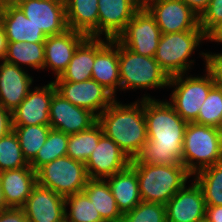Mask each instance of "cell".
<instances>
[{"label": "cell", "instance_id": "1", "mask_svg": "<svg viewBox=\"0 0 222 222\" xmlns=\"http://www.w3.org/2000/svg\"><path fill=\"white\" fill-rule=\"evenodd\" d=\"M144 94V115L148 141L131 163L183 165L182 149L187 122L167 100Z\"/></svg>", "mask_w": 222, "mask_h": 222}, {"label": "cell", "instance_id": "2", "mask_svg": "<svg viewBox=\"0 0 222 222\" xmlns=\"http://www.w3.org/2000/svg\"><path fill=\"white\" fill-rule=\"evenodd\" d=\"M141 100V101H140ZM122 104L116 99L98 116L103 133L132 160L148 141L144 98Z\"/></svg>", "mask_w": 222, "mask_h": 222}, {"label": "cell", "instance_id": "3", "mask_svg": "<svg viewBox=\"0 0 222 222\" xmlns=\"http://www.w3.org/2000/svg\"><path fill=\"white\" fill-rule=\"evenodd\" d=\"M135 169L143 202L166 203L192 176L184 165H151L130 163Z\"/></svg>", "mask_w": 222, "mask_h": 222}, {"label": "cell", "instance_id": "4", "mask_svg": "<svg viewBox=\"0 0 222 222\" xmlns=\"http://www.w3.org/2000/svg\"><path fill=\"white\" fill-rule=\"evenodd\" d=\"M222 161V129L188 123L182 149V164L193 176Z\"/></svg>", "mask_w": 222, "mask_h": 222}, {"label": "cell", "instance_id": "5", "mask_svg": "<svg viewBox=\"0 0 222 222\" xmlns=\"http://www.w3.org/2000/svg\"><path fill=\"white\" fill-rule=\"evenodd\" d=\"M206 39L200 26L191 31L161 34L154 58L169 77L186 74L194 63L189 58Z\"/></svg>", "mask_w": 222, "mask_h": 222}, {"label": "cell", "instance_id": "6", "mask_svg": "<svg viewBox=\"0 0 222 222\" xmlns=\"http://www.w3.org/2000/svg\"><path fill=\"white\" fill-rule=\"evenodd\" d=\"M119 90L167 88L170 77L154 57L136 54L119 42Z\"/></svg>", "mask_w": 222, "mask_h": 222}, {"label": "cell", "instance_id": "7", "mask_svg": "<svg viewBox=\"0 0 222 222\" xmlns=\"http://www.w3.org/2000/svg\"><path fill=\"white\" fill-rule=\"evenodd\" d=\"M205 70L204 76H187L186 73L169 79L168 87L174 89L170 95L171 101L168 102L187 123H194L197 120L200 107L215 86L211 73L206 68Z\"/></svg>", "mask_w": 222, "mask_h": 222}, {"label": "cell", "instance_id": "8", "mask_svg": "<svg viewBox=\"0 0 222 222\" xmlns=\"http://www.w3.org/2000/svg\"><path fill=\"white\" fill-rule=\"evenodd\" d=\"M37 184L64 198L83 192L90 179L86 165L65 155L45 164L36 171Z\"/></svg>", "mask_w": 222, "mask_h": 222}, {"label": "cell", "instance_id": "9", "mask_svg": "<svg viewBox=\"0 0 222 222\" xmlns=\"http://www.w3.org/2000/svg\"><path fill=\"white\" fill-rule=\"evenodd\" d=\"M160 37L154 17L142 6L116 39L136 54L155 57Z\"/></svg>", "mask_w": 222, "mask_h": 222}, {"label": "cell", "instance_id": "10", "mask_svg": "<svg viewBox=\"0 0 222 222\" xmlns=\"http://www.w3.org/2000/svg\"><path fill=\"white\" fill-rule=\"evenodd\" d=\"M143 6L154 17L161 34L195 30L199 16L182 0H143Z\"/></svg>", "mask_w": 222, "mask_h": 222}, {"label": "cell", "instance_id": "11", "mask_svg": "<svg viewBox=\"0 0 222 222\" xmlns=\"http://www.w3.org/2000/svg\"><path fill=\"white\" fill-rule=\"evenodd\" d=\"M52 82L55 85L56 92L63 98L77 107L89 110L97 117L116 99L92 78L82 82Z\"/></svg>", "mask_w": 222, "mask_h": 222}, {"label": "cell", "instance_id": "12", "mask_svg": "<svg viewBox=\"0 0 222 222\" xmlns=\"http://www.w3.org/2000/svg\"><path fill=\"white\" fill-rule=\"evenodd\" d=\"M48 37L68 29L65 0H13Z\"/></svg>", "mask_w": 222, "mask_h": 222}, {"label": "cell", "instance_id": "13", "mask_svg": "<svg viewBox=\"0 0 222 222\" xmlns=\"http://www.w3.org/2000/svg\"><path fill=\"white\" fill-rule=\"evenodd\" d=\"M51 129L72 135L90 129L98 117L87 109L77 107L55 92L49 110Z\"/></svg>", "mask_w": 222, "mask_h": 222}, {"label": "cell", "instance_id": "14", "mask_svg": "<svg viewBox=\"0 0 222 222\" xmlns=\"http://www.w3.org/2000/svg\"><path fill=\"white\" fill-rule=\"evenodd\" d=\"M95 37V61L91 78L107 89L115 98L120 85L119 41Z\"/></svg>", "mask_w": 222, "mask_h": 222}, {"label": "cell", "instance_id": "15", "mask_svg": "<svg viewBox=\"0 0 222 222\" xmlns=\"http://www.w3.org/2000/svg\"><path fill=\"white\" fill-rule=\"evenodd\" d=\"M130 163L128 155L103 134L85 165L90 179H106L127 168Z\"/></svg>", "mask_w": 222, "mask_h": 222}, {"label": "cell", "instance_id": "16", "mask_svg": "<svg viewBox=\"0 0 222 222\" xmlns=\"http://www.w3.org/2000/svg\"><path fill=\"white\" fill-rule=\"evenodd\" d=\"M55 92L52 81L31 89L19 106L11 112L12 125H49V110Z\"/></svg>", "mask_w": 222, "mask_h": 222}, {"label": "cell", "instance_id": "17", "mask_svg": "<svg viewBox=\"0 0 222 222\" xmlns=\"http://www.w3.org/2000/svg\"><path fill=\"white\" fill-rule=\"evenodd\" d=\"M142 6L143 0H98V38H117Z\"/></svg>", "mask_w": 222, "mask_h": 222}, {"label": "cell", "instance_id": "18", "mask_svg": "<svg viewBox=\"0 0 222 222\" xmlns=\"http://www.w3.org/2000/svg\"><path fill=\"white\" fill-rule=\"evenodd\" d=\"M166 203L167 222H198L205 218L206 204L201 187L193 179Z\"/></svg>", "mask_w": 222, "mask_h": 222}, {"label": "cell", "instance_id": "19", "mask_svg": "<svg viewBox=\"0 0 222 222\" xmlns=\"http://www.w3.org/2000/svg\"><path fill=\"white\" fill-rule=\"evenodd\" d=\"M65 198L36 184L22 209L29 222H65Z\"/></svg>", "mask_w": 222, "mask_h": 222}, {"label": "cell", "instance_id": "20", "mask_svg": "<svg viewBox=\"0 0 222 222\" xmlns=\"http://www.w3.org/2000/svg\"><path fill=\"white\" fill-rule=\"evenodd\" d=\"M87 38L83 33L67 29L61 34L45 39V60L43 69H51L55 79L66 70L77 47Z\"/></svg>", "mask_w": 222, "mask_h": 222}, {"label": "cell", "instance_id": "21", "mask_svg": "<svg viewBox=\"0 0 222 222\" xmlns=\"http://www.w3.org/2000/svg\"><path fill=\"white\" fill-rule=\"evenodd\" d=\"M24 68L1 60L0 64V104L12 112L32 89L33 77Z\"/></svg>", "mask_w": 222, "mask_h": 222}, {"label": "cell", "instance_id": "22", "mask_svg": "<svg viewBox=\"0 0 222 222\" xmlns=\"http://www.w3.org/2000/svg\"><path fill=\"white\" fill-rule=\"evenodd\" d=\"M8 42H45L47 36L29 20L14 1H5L1 13Z\"/></svg>", "mask_w": 222, "mask_h": 222}, {"label": "cell", "instance_id": "23", "mask_svg": "<svg viewBox=\"0 0 222 222\" xmlns=\"http://www.w3.org/2000/svg\"><path fill=\"white\" fill-rule=\"evenodd\" d=\"M0 181L8 208H22L37 184L36 172L30 165L0 172Z\"/></svg>", "mask_w": 222, "mask_h": 222}, {"label": "cell", "instance_id": "24", "mask_svg": "<svg viewBox=\"0 0 222 222\" xmlns=\"http://www.w3.org/2000/svg\"><path fill=\"white\" fill-rule=\"evenodd\" d=\"M122 214L133 210L142 200L135 169L127 168L105 179Z\"/></svg>", "mask_w": 222, "mask_h": 222}, {"label": "cell", "instance_id": "25", "mask_svg": "<svg viewBox=\"0 0 222 222\" xmlns=\"http://www.w3.org/2000/svg\"><path fill=\"white\" fill-rule=\"evenodd\" d=\"M69 29L98 37V0H65Z\"/></svg>", "mask_w": 222, "mask_h": 222}, {"label": "cell", "instance_id": "26", "mask_svg": "<svg viewBox=\"0 0 222 222\" xmlns=\"http://www.w3.org/2000/svg\"><path fill=\"white\" fill-rule=\"evenodd\" d=\"M95 61V37H87L75 50L66 70L53 81L82 82L91 79Z\"/></svg>", "mask_w": 222, "mask_h": 222}, {"label": "cell", "instance_id": "27", "mask_svg": "<svg viewBox=\"0 0 222 222\" xmlns=\"http://www.w3.org/2000/svg\"><path fill=\"white\" fill-rule=\"evenodd\" d=\"M83 192L105 222H122L123 214L118 209L116 200L105 179H89Z\"/></svg>", "mask_w": 222, "mask_h": 222}, {"label": "cell", "instance_id": "28", "mask_svg": "<svg viewBox=\"0 0 222 222\" xmlns=\"http://www.w3.org/2000/svg\"><path fill=\"white\" fill-rule=\"evenodd\" d=\"M4 60L21 68L27 65L40 71L45 60L44 42H8Z\"/></svg>", "mask_w": 222, "mask_h": 222}, {"label": "cell", "instance_id": "29", "mask_svg": "<svg viewBox=\"0 0 222 222\" xmlns=\"http://www.w3.org/2000/svg\"><path fill=\"white\" fill-rule=\"evenodd\" d=\"M103 134V129L97 122L90 129L68 135L67 156L85 164Z\"/></svg>", "mask_w": 222, "mask_h": 222}, {"label": "cell", "instance_id": "30", "mask_svg": "<svg viewBox=\"0 0 222 222\" xmlns=\"http://www.w3.org/2000/svg\"><path fill=\"white\" fill-rule=\"evenodd\" d=\"M193 176L202 189L206 206H222V161L198 171Z\"/></svg>", "mask_w": 222, "mask_h": 222}, {"label": "cell", "instance_id": "31", "mask_svg": "<svg viewBox=\"0 0 222 222\" xmlns=\"http://www.w3.org/2000/svg\"><path fill=\"white\" fill-rule=\"evenodd\" d=\"M50 125H12L23 156L29 163L47 140Z\"/></svg>", "mask_w": 222, "mask_h": 222}, {"label": "cell", "instance_id": "32", "mask_svg": "<svg viewBox=\"0 0 222 222\" xmlns=\"http://www.w3.org/2000/svg\"><path fill=\"white\" fill-rule=\"evenodd\" d=\"M68 135L64 132L50 129L47 140L37 155L29 162L36 172L40 167L67 155Z\"/></svg>", "mask_w": 222, "mask_h": 222}, {"label": "cell", "instance_id": "33", "mask_svg": "<svg viewBox=\"0 0 222 222\" xmlns=\"http://www.w3.org/2000/svg\"><path fill=\"white\" fill-rule=\"evenodd\" d=\"M65 222H105L84 192L65 197ZM69 211V212H68Z\"/></svg>", "mask_w": 222, "mask_h": 222}, {"label": "cell", "instance_id": "34", "mask_svg": "<svg viewBox=\"0 0 222 222\" xmlns=\"http://www.w3.org/2000/svg\"><path fill=\"white\" fill-rule=\"evenodd\" d=\"M18 138L13 130L0 138V172L27 167Z\"/></svg>", "mask_w": 222, "mask_h": 222}, {"label": "cell", "instance_id": "35", "mask_svg": "<svg viewBox=\"0 0 222 222\" xmlns=\"http://www.w3.org/2000/svg\"><path fill=\"white\" fill-rule=\"evenodd\" d=\"M200 125L222 129V89L214 86L200 107L197 120Z\"/></svg>", "mask_w": 222, "mask_h": 222}, {"label": "cell", "instance_id": "36", "mask_svg": "<svg viewBox=\"0 0 222 222\" xmlns=\"http://www.w3.org/2000/svg\"><path fill=\"white\" fill-rule=\"evenodd\" d=\"M122 222H167L166 205L141 201L123 214Z\"/></svg>", "mask_w": 222, "mask_h": 222}, {"label": "cell", "instance_id": "37", "mask_svg": "<svg viewBox=\"0 0 222 222\" xmlns=\"http://www.w3.org/2000/svg\"><path fill=\"white\" fill-rule=\"evenodd\" d=\"M222 21V0H210L199 16V26L208 35Z\"/></svg>", "mask_w": 222, "mask_h": 222}, {"label": "cell", "instance_id": "38", "mask_svg": "<svg viewBox=\"0 0 222 222\" xmlns=\"http://www.w3.org/2000/svg\"><path fill=\"white\" fill-rule=\"evenodd\" d=\"M206 63L205 68L211 73L215 86L222 89V53L201 52Z\"/></svg>", "mask_w": 222, "mask_h": 222}, {"label": "cell", "instance_id": "39", "mask_svg": "<svg viewBox=\"0 0 222 222\" xmlns=\"http://www.w3.org/2000/svg\"><path fill=\"white\" fill-rule=\"evenodd\" d=\"M0 222H29L22 208H8L0 211Z\"/></svg>", "mask_w": 222, "mask_h": 222}, {"label": "cell", "instance_id": "40", "mask_svg": "<svg viewBox=\"0 0 222 222\" xmlns=\"http://www.w3.org/2000/svg\"><path fill=\"white\" fill-rule=\"evenodd\" d=\"M12 130L11 112L0 104V138Z\"/></svg>", "mask_w": 222, "mask_h": 222}, {"label": "cell", "instance_id": "41", "mask_svg": "<svg viewBox=\"0 0 222 222\" xmlns=\"http://www.w3.org/2000/svg\"><path fill=\"white\" fill-rule=\"evenodd\" d=\"M205 219L208 222H222V206H206Z\"/></svg>", "mask_w": 222, "mask_h": 222}, {"label": "cell", "instance_id": "42", "mask_svg": "<svg viewBox=\"0 0 222 222\" xmlns=\"http://www.w3.org/2000/svg\"><path fill=\"white\" fill-rule=\"evenodd\" d=\"M188 7H190L198 16L209 5L210 0H182Z\"/></svg>", "mask_w": 222, "mask_h": 222}, {"label": "cell", "instance_id": "43", "mask_svg": "<svg viewBox=\"0 0 222 222\" xmlns=\"http://www.w3.org/2000/svg\"><path fill=\"white\" fill-rule=\"evenodd\" d=\"M8 41L5 34L4 27L0 22V60H3L7 53Z\"/></svg>", "mask_w": 222, "mask_h": 222}, {"label": "cell", "instance_id": "44", "mask_svg": "<svg viewBox=\"0 0 222 222\" xmlns=\"http://www.w3.org/2000/svg\"><path fill=\"white\" fill-rule=\"evenodd\" d=\"M209 41L222 43V21L207 35Z\"/></svg>", "mask_w": 222, "mask_h": 222}, {"label": "cell", "instance_id": "45", "mask_svg": "<svg viewBox=\"0 0 222 222\" xmlns=\"http://www.w3.org/2000/svg\"><path fill=\"white\" fill-rule=\"evenodd\" d=\"M8 209L0 181V211Z\"/></svg>", "mask_w": 222, "mask_h": 222}, {"label": "cell", "instance_id": "46", "mask_svg": "<svg viewBox=\"0 0 222 222\" xmlns=\"http://www.w3.org/2000/svg\"><path fill=\"white\" fill-rule=\"evenodd\" d=\"M3 1L0 0V22H1V13H2V9H3Z\"/></svg>", "mask_w": 222, "mask_h": 222}, {"label": "cell", "instance_id": "47", "mask_svg": "<svg viewBox=\"0 0 222 222\" xmlns=\"http://www.w3.org/2000/svg\"><path fill=\"white\" fill-rule=\"evenodd\" d=\"M198 222H208L205 218L201 221H198Z\"/></svg>", "mask_w": 222, "mask_h": 222}]
</instances>
